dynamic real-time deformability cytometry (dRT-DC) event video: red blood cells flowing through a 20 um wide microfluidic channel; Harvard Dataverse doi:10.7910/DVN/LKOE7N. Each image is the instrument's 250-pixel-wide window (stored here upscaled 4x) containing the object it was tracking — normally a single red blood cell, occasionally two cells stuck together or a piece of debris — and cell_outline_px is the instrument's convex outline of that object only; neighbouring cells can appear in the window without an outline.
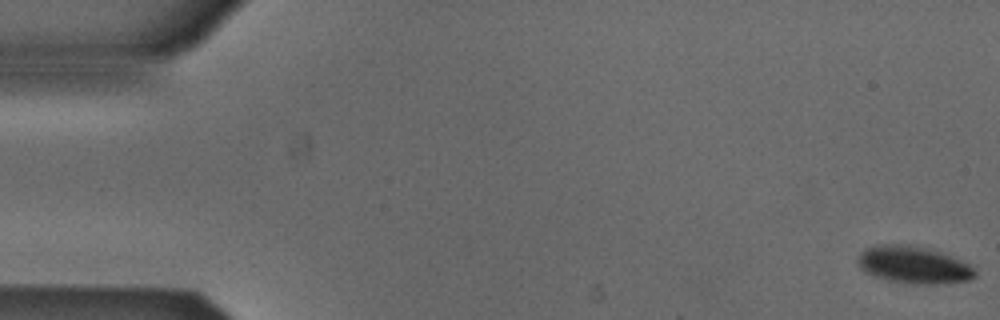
{"species": "Egyptian fruit bat (a non-hibernating species)", "species_latin": "Rousettus aegyptiacus", "temperature_condition": "cold", "stored_images_in_passage": 6, "camera_frame_rate_fps": 3000, "um_per_image_px": 0.085, "animal": {"sex": "male"}, "frame": {"image": 1, "passage_image": 1, "time_ms": 0.0, "image_size_px": [1000, 320], "cell_outline_px": [[976, 276], [968, 280], [948, 284], [908, 284], [888, 280], [872, 276], [864, 272], [856, 264], [856, 260], [860, 252], [876, 244], [908, 244], [940, 252], [960, 260], [968, 264], [976, 272]], "centroid_in_image_um": [77.6, 22.53], "position_along_channel_um": 7.4, "area_um2": 25.66}}